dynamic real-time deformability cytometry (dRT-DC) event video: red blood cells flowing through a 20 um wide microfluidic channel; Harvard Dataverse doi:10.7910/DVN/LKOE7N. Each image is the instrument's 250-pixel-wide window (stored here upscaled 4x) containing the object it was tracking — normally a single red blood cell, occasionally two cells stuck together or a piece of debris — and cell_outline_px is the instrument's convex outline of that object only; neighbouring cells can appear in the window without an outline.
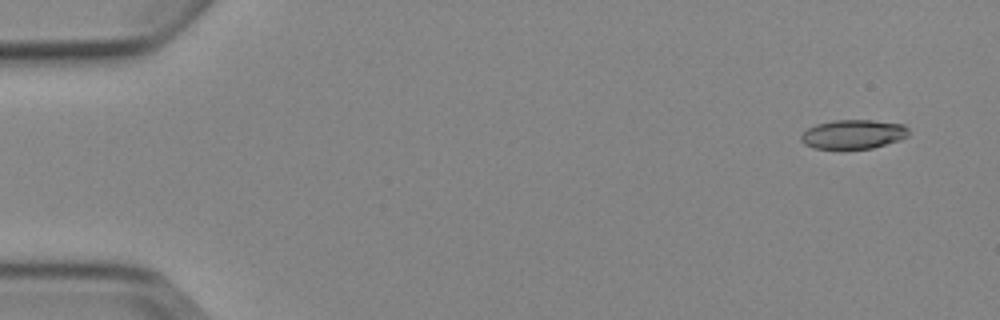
{"species": "Egyptian fruit bat (a non-hibernating species)", "species_latin": "Rousettus aegyptiacus", "temperature_condition": "cold", "stored_images_in_passage": 6, "camera_frame_rate_fps": 3000, "um_per_image_px": 0.085, "animal": {"sex": "female"}, "frame": {"image": 1, "passage_image": 2, "time_ms": 1.0, "image_size_px": [1000, 320], "cell_outline_px": [[908, 136], [900, 140], [872, 148], [816, 148], [804, 144], [800, 140], [800, 136], [808, 128], [816, 124], [836, 120], [872, 120], [904, 124], [908, 128]], "centroid_in_image_um": [72.54, 11.4], "position_along_channel_um": 12.5, "area_um2": 18.15}}
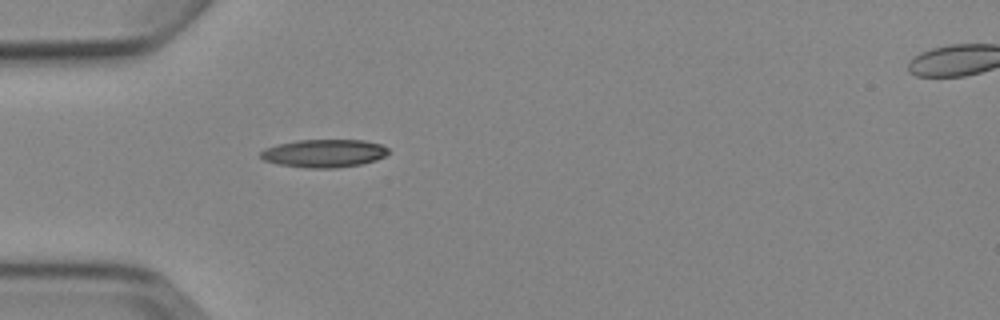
{"frame": {"image": 2, "passage_image": 5, "time_ms": 5.333, "image_size_px": [1000, 320], "cell_outline_px": [[388, 152], [384, 156], [376, 160], [360, 164], [336, 168], [308, 168], [280, 164], [264, 160], [260, 156], [260, 152], [264, 148], [296, 140], [364, 140], [380, 144], [388, 148]], "centroid_in_image_um": [27.54, 13.03], "position_along_channel_um": 57.5, "area_um2": 20.69}}